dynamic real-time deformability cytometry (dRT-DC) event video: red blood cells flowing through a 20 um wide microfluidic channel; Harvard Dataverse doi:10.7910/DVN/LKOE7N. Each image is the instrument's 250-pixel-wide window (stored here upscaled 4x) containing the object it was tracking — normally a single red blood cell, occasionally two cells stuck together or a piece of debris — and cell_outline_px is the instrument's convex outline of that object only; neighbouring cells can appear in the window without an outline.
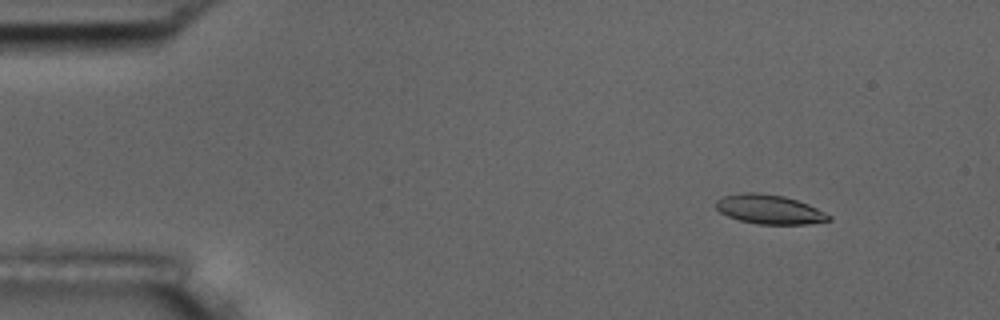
{"species": "common noctule bat (a hibernating species)", "species_latin": "Nyctalus noctula", "temperature_condition": "room temperature", "stored_images_in_passage": 6, "camera_frame_rate_fps": 3000, "um_per_image_px": 0.085, "animal": {"sex": "male", "body_mass_g": 17.5, "forearm_length_mm": 52.3}, "frame": {"image": 1, "passage_image": 2, "time_ms": 1.0, "image_size_px": [1000, 320], "cell_outline_px": [[832, 220], [808, 224], [756, 224], [740, 220], [728, 216], [720, 212], [716, 208], [716, 200], [724, 196], [744, 192], [760, 192], [784, 196], [808, 204], [832, 216]], "centroid_in_image_um": [65.4, 17.79], "position_along_channel_um": 19.6, "area_um2": 19.25}}
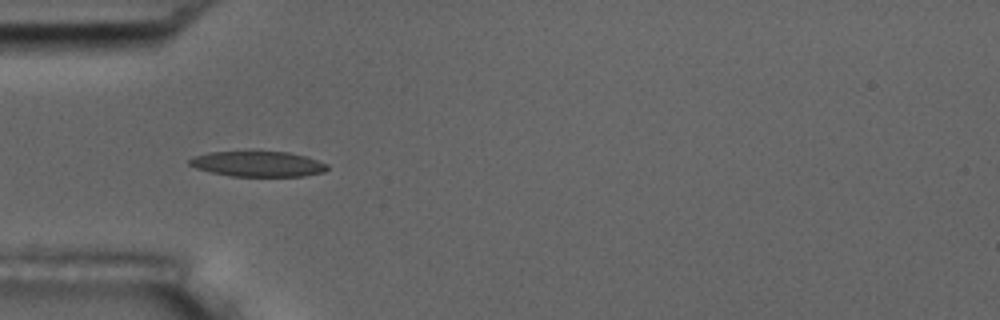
{"frame": {"image": 2, "passage_image": 5, "time_ms": 4.667, "image_size_px": [1000, 320], "cell_outline_px": [[328, 168], [324, 172], [304, 176], [232, 176], [212, 172], [196, 168], [188, 164], [188, 160], [192, 156], [208, 152], [288, 152], [304, 156], [328, 164]], "centroid_in_image_um": [21.9, 13.94], "position_along_channel_um": 63.1, "area_um2": 20.23}}